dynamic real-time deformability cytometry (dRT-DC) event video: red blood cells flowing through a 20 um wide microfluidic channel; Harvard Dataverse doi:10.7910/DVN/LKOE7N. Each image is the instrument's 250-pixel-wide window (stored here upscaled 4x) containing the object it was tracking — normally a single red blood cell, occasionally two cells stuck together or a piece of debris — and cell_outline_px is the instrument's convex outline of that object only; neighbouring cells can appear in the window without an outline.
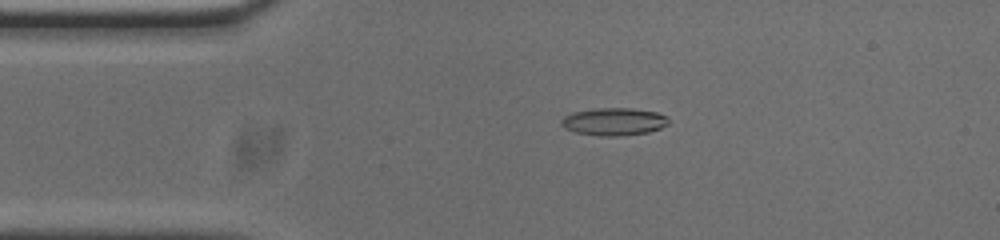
{"species": "common noctule bat (a hibernating species)", "species_latin": "Nyctalus noctula", "temperature_condition": "cold", "stored_images_in_passage": 52, "camera_frame_rate_fps": 3000, "um_per_image_px": 0.085, "animal": {"sex": "male", "body_mass_g": 20.0, "forearm_length_mm": 53.3}, "frame": {"image": 1, "passage_image": 10, "time_ms": 3.0, "image_size_px": [1000, 240], "cell_outline_px": [[668, 124], [660, 128], [648, 132], [620, 136], [600, 136], [576, 132], [564, 128], [560, 124], [560, 120], [564, 116], [572, 112], [596, 108], [632, 108], [656, 112], [668, 116]], "centroid_in_image_um": [52.16, 10.33], "position_along_channel_um": 32.8, "area_um2": 17.34}}
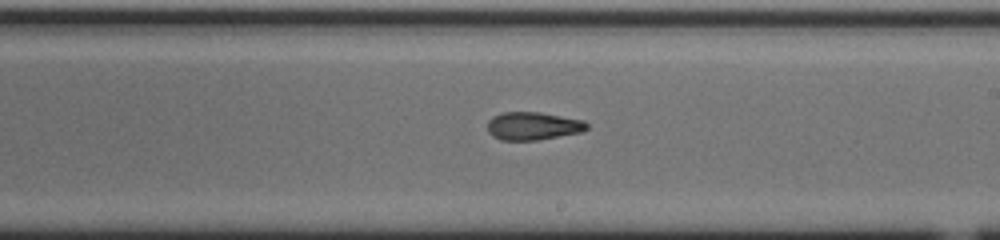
{"frame": {"image": 2, "passage_image": 29, "time_ms": 9.333, "image_size_px": [1000, 240], "cell_outline_px": [[588, 128], [580, 132], [536, 140], [500, 140], [492, 136], [488, 132], [488, 120], [492, 116], [500, 112], [540, 112], [584, 120], [588, 124]], "centroid_in_image_um": [45.27, 10.7], "position_along_channel_um": 243.7, "area_um2": 16.24}}
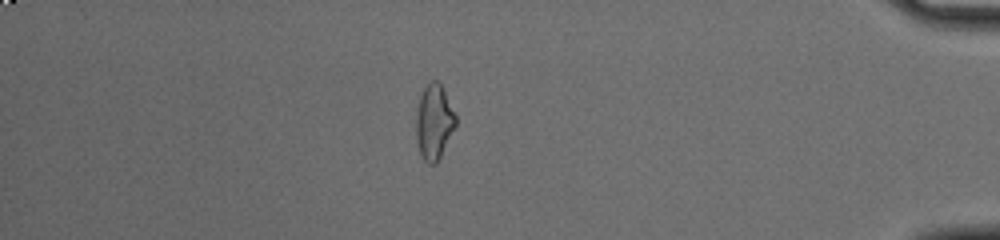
{"frame": {"image": 3, "passage_image": 45, "time_ms": 14.667, "image_size_px": [1000, 240], "cell_outline_px": [[456, 124], [436, 164], [428, 164], [424, 160], [420, 152], [416, 140], [416, 112], [420, 92], [432, 80], [440, 80], [456, 116]], "centroid_in_image_um": [36.87, 10.32], "position_along_channel_um": 398.3, "area_um2": 17.34}, "authors_computed_cell_mechanics": {"area_um2": 16.5019, "velocity_mm_per_s": 3.8012, "shape_relaxation_time_tau1_ms": null, "shape_relaxation_time_tau2_ms": 5.0057, "deformation_change_tau1": null, "deformation_change_tau2": 0.1461}}